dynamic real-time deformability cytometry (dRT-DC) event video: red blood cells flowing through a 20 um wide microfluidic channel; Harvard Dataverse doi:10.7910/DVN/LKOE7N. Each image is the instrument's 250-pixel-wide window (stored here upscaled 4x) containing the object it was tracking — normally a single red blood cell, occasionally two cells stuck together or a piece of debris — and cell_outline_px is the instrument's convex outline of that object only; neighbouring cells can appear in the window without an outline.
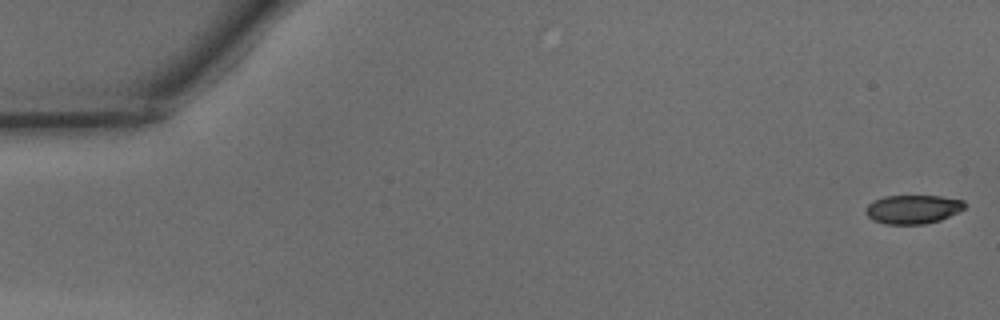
{"species": "common noctule bat (a hibernating species)", "species_latin": "Nyctalus noctula", "temperature_condition": "warm", "stored_images_in_passage": 5, "camera_frame_rate_fps": 3000, "um_per_image_px": 0.085, "animal": {"sex": "male", "body_mass_g": 15.6}, "frame": {"image": 1, "passage_image": 1, "time_ms": 0.0, "image_size_px": [1000, 320], "cell_outline_px": [[964, 208], [940, 220], [924, 224], [884, 224], [872, 220], [864, 212], [864, 208], [872, 200], [884, 196], [940, 196], [964, 200]], "centroid_in_image_um": [77.52, 17.78], "position_along_channel_um": 7.5, "area_um2": 16.65}}